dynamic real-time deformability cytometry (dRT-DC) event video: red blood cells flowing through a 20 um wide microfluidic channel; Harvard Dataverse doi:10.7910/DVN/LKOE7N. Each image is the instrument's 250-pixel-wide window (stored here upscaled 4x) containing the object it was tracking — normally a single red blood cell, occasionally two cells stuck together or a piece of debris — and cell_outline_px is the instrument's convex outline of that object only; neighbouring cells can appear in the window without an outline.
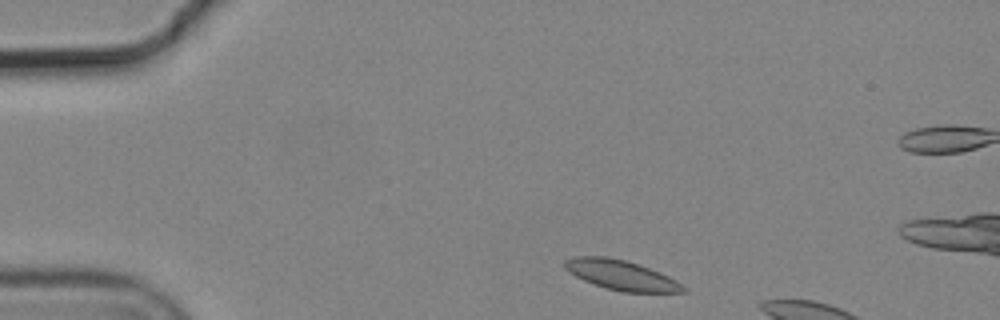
{"species": "common noctule bat (a hibernating species)", "species_latin": "Nyctalus noctula", "temperature_condition": "cold", "stored_images_in_passage": 3, "camera_frame_rate_fps": 3000, "um_per_image_px": 0.085, "animal": {"sex": "male", "body_mass_g": 19.2, "forearm_length_mm": 51.8}, "frame": {"image": 1, "passage_image": 1, "time_ms": 0.0, "image_size_px": [1000, 320], "cell_outline_px": [[688, 292], [624, 292], [604, 288], [584, 280], [576, 276], [564, 268], [564, 260], [572, 256], [604, 256], [624, 260], [660, 272], [676, 280], [688, 288]], "centroid_in_image_um": [52.8, 23.39], "position_along_channel_um": 32.2, "area_um2": 20.52}}